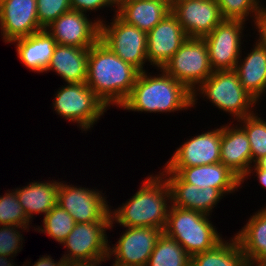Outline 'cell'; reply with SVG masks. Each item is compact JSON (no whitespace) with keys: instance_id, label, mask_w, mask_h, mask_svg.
<instances>
[{"instance_id":"cell-1","label":"cell","mask_w":266,"mask_h":266,"mask_svg":"<svg viewBox=\"0 0 266 266\" xmlns=\"http://www.w3.org/2000/svg\"><path fill=\"white\" fill-rule=\"evenodd\" d=\"M140 71L98 40L89 48L86 84L109 108L127 99Z\"/></svg>"},{"instance_id":"cell-2","label":"cell","mask_w":266,"mask_h":266,"mask_svg":"<svg viewBox=\"0 0 266 266\" xmlns=\"http://www.w3.org/2000/svg\"><path fill=\"white\" fill-rule=\"evenodd\" d=\"M128 200L117 209H110L111 221L122 227L164 230L171 206V195L168 183L160 172L144 179L138 191Z\"/></svg>"},{"instance_id":"cell-3","label":"cell","mask_w":266,"mask_h":266,"mask_svg":"<svg viewBox=\"0 0 266 266\" xmlns=\"http://www.w3.org/2000/svg\"><path fill=\"white\" fill-rule=\"evenodd\" d=\"M150 75L140 72L121 109L146 113H171L192 108V93L179 81L167 74ZM148 73V74H147Z\"/></svg>"},{"instance_id":"cell-4","label":"cell","mask_w":266,"mask_h":266,"mask_svg":"<svg viewBox=\"0 0 266 266\" xmlns=\"http://www.w3.org/2000/svg\"><path fill=\"white\" fill-rule=\"evenodd\" d=\"M198 95L200 98L208 99L218 110L231 115L234 121L254 114L256 112L254 107L258 103L243 88L234 70L213 71L192 92V108L196 107Z\"/></svg>"},{"instance_id":"cell-5","label":"cell","mask_w":266,"mask_h":266,"mask_svg":"<svg viewBox=\"0 0 266 266\" xmlns=\"http://www.w3.org/2000/svg\"><path fill=\"white\" fill-rule=\"evenodd\" d=\"M211 217L194 210L170 206L163 232L175 239L192 257L214 248L223 239Z\"/></svg>"},{"instance_id":"cell-6","label":"cell","mask_w":266,"mask_h":266,"mask_svg":"<svg viewBox=\"0 0 266 266\" xmlns=\"http://www.w3.org/2000/svg\"><path fill=\"white\" fill-rule=\"evenodd\" d=\"M54 98L53 111L85 132L110 109L86 83H66Z\"/></svg>"},{"instance_id":"cell-7","label":"cell","mask_w":266,"mask_h":266,"mask_svg":"<svg viewBox=\"0 0 266 266\" xmlns=\"http://www.w3.org/2000/svg\"><path fill=\"white\" fill-rule=\"evenodd\" d=\"M115 222L76 223L62 242L67 249L62 255L65 264L98 262L108 259L109 241L106 231Z\"/></svg>"},{"instance_id":"cell-8","label":"cell","mask_w":266,"mask_h":266,"mask_svg":"<svg viewBox=\"0 0 266 266\" xmlns=\"http://www.w3.org/2000/svg\"><path fill=\"white\" fill-rule=\"evenodd\" d=\"M113 19L100 23L99 40L123 61L140 72L147 63V33L124 22L116 13ZM109 24V25H108ZM146 62V63H145Z\"/></svg>"},{"instance_id":"cell-9","label":"cell","mask_w":266,"mask_h":266,"mask_svg":"<svg viewBox=\"0 0 266 266\" xmlns=\"http://www.w3.org/2000/svg\"><path fill=\"white\" fill-rule=\"evenodd\" d=\"M162 69L192 93L213 73L204 39L187 38Z\"/></svg>"},{"instance_id":"cell-10","label":"cell","mask_w":266,"mask_h":266,"mask_svg":"<svg viewBox=\"0 0 266 266\" xmlns=\"http://www.w3.org/2000/svg\"><path fill=\"white\" fill-rule=\"evenodd\" d=\"M59 181L57 204L66 210L76 223L111 222L109 202L102 191Z\"/></svg>"},{"instance_id":"cell-11","label":"cell","mask_w":266,"mask_h":266,"mask_svg":"<svg viewBox=\"0 0 266 266\" xmlns=\"http://www.w3.org/2000/svg\"><path fill=\"white\" fill-rule=\"evenodd\" d=\"M245 25L241 20H223L203 38L213 71L234 70L243 52L241 45Z\"/></svg>"},{"instance_id":"cell-12","label":"cell","mask_w":266,"mask_h":266,"mask_svg":"<svg viewBox=\"0 0 266 266\" xmlns=\"http://www.w3.org/2000/svg\"><path fill=\"white\" fill-rule=\"evenodd\" d=\"M116 244L109 245L112 266H147L162 230L152 227H124ZM112 247V248H111Z\"/></svg>"},{"instance_id":"cell-13","label":"cell","mask_w":266,"mask_h":266,"mask_svg":"<svg viewBox=\"0 0 266 266\" xmlns=\"http://www.w3.org/2000/svg\"><path fill=\"white\" fill-rule=\"evenodd\" d=\"M100 18L99 15L96 20H91L89 14L70 10L59 16L45 30L59 45L90 48L99 40L100 23L104 22Z\"/></svg>"},{"instance_id":"cell-14","label":"cell","mask_w":266,"mask_h":266,"mask_svg":"<svg viewBox=\"0 0 266 266\" xmlns=\"http://www.w3.org/2000/svg\"><path fill=\"white\" fill-rule=\"evenodd\" d=\"M171 12L188 38H204L224 20L216 0H173Z\"/></svg>"},{"instance_id":"cell-15","label":"cell","mask_w":266,"mask_h":266,"mask_svg":"<svg viewBox=\"0 0 266 266\" xmlns=\"http://www.w3.org/2000/svg\"><path fill=\"white\" fill-rule=\"evenodd\" d=\"M221 126L191 136L176 148L164 167H194L220 163Z\"/></svg>"},{"instance_id":"cell-16","label":"cell","mask_w":266,"mask_h":266,"mask_svg":"<svg viewBox=\"0 0 266 266\" xmlns=\"http://www.w3.org/2000/svg\"><path fill=\"white\" fill-rule=\"evenodd\" d=\"M187 38L176 16L170 12L147 33V60L150 65L163 68Z\"/></svg>"},{"instance_id":"cell-17","label":"cell","mask_w":266,"mask_h":266,"mask_svg":"<svg viewBox=\"0 0 266 266\" xmlns=\"http://www.w3.org/2000/svg\"><path fill=\"white\" fill-rule=\"evenodd\" d=\"M0 32L5 43L43 30L37 16V0H2Z\"/></svg>"},{"instance_id":"cell-18","label":"cell","mask_w":266,"mask_h":266,"mask_svg":"<svg viewBox=\"0 0 266 266\" xmlns=\"http://www.w3.org/2000/svg\"><path fill=\"white\" fill-rule=\"evenodd\" d=\"M160 173H176L185 183L199 188H217L225 197L241 187V179L224 164L215 163L194 167H164Z\"/></svg>"},{"instance_id":"cell-19","label":"cell","mask_w":266,"mask_h":266,"mask_svg":"<svg viewBox=\"0 0 266 266\" xmlns=\"http://www.w3.org/2000/svg\"><path fill=\"white\" fill-rule=\"evenodd\" d=\"M168 183L171 205L212 215L214 207L222 200L223 194L213 187L204 189L185 183L176 173H161Z\"/></svg>"},{"instance_id":"cell-20","label":"cell","mask_w":266,"mask_h":266,"mask_svg":"<svg viewBox=\"0 0 266 266\" xmlns=\"http://www.w3.org/2000/svg\"><path fill=\"white\" fill-rule=\"evenodd\" d=\"M223 125L221 126L220 162L242 179L252 166L248 136L238 123L234 125L231 122L229 125Z\"/></svg>"},{"instance_id":"cell-21","label":"cell","mask_w":266,"mask_h":266,"mask_svg":"<svg viewBox=\"0 0 266 266\" xmlns=\"http://www.w3.org/2000/svg\"><path fill=\"white\" fill-rule=\"evenodd\" d=\"M116 8L124 22L146 33L171 12V5L164 0H120Z\"/></svg>"},{"instance_id":"cell-22","label":"cell","mask_w":266,"mask_h":266,"mask_svg":"<svg viewBox=\"0 0 266 266\" xmlns=\"http://www.w3.org/2000/svg\"><path fill=\"white\" fill-rule=\"evenodd\" d=\"M16 44L17 56L30 71L44 73L49 65L54 49L55 39L45 30L21 37L10 42Z\"/></svg>"},{"instance_id":"cell-23","label":"cell","mask_w":266,"mask_h":266,"mask_svg":"<svg viewBox=\"0 0 266 266\" xmlns=\"http://www.w3.org/2000/svg\"><path fill=\"white\" fill-rule=\"evenodd\" d=\"M255 41L243 59L241 52L234 71L243 88L259 102L266 93V47Z\"/></svg>"},{"instance_id":"cell-24","label":"cell","mask_w":266,"mask_h":266,"mask_svg":"<svg viewBox=\"0 0 266 266\" xmlns=\"http://www.w3.org/2000/svg\"><path fill=\"white\" fill-rule=\"evenodd\" d=\"M89 48L57 44L46 73L54 71L66 83H86Z\"/></svg>"},{"instance_id":"cell-25","label":"cell","mask_w":266,"mask_h":266,"mask_svg":"<svg viewBox=\"0 0 266 266\" xmlns=\"http://www.w3.org/2000/svg\"><path fill=\"white\" fill-rule=\"evenodd\" d=\"M240 230L234 235L247 261L266 266V205L250 215Z\"/></svg>"},{"instance_id":"cell-26","label":"cell","mask_w":266,"mask_h":266,"mask_svg":"<svg viewBox=\"0 0 266 266\" xmlns=\"http://www.w3.org/2000/svg\"><path fill=\"white\" fill-rule=\"evenodd\" d=\"M58 188L59 181L52 179L29 182L27 186L15 189L17 199L30 221L34 219L33 215L45 216L57 204Z\"/></svg>"},{"instance_id":"cell-27","label":"cell","mask_w":266,"mask_h":266,"mask_svg":"<svg viewBox=\"0 0 266 266\" xmlns=\"http://www.w3.org/2000/svg\"><path fill=\"white\" fill-rule=\"evenodd\" d=\"M248 261L237 239L222 240L214 248L191 257L190 266H246Z\"/></svg>"},{"instance_id":"cell-28","label":"cell","mask_w":266,"mask_h":266,"mask_svg":"<svg viewBox=\"0 0 266 266\" xmlns=\"http://www.w3.org/2000/svg\"><path fill=\"white\" fill-rule=\"evenodd\" d=\"M191 256L164 232L158 238L147 266H190Z\"/></svg>"},{"instance_id":"cell-29","label":"cell","mask_w":266,"mask_h":266,"mask_svg":"<svg viewBox=\"0 0 266 266\" xmlns=\"http://www.w3.org/2000/svg\"><path fill=\"white\" fill-rule=\"evenodd\" d=\"M42 223V226H37L36 229L34 227V230L47 234L61 245L76 224L73 217L58 204L43 216Z\"/></svg>"},{"instance_id":"cell-30","label":"cell","mask_w":266,"mask_h":266,"mask_svg":"<svg viewBox=\"0 0 266 266\" xmlns=\"http://www.w3.org/2000/svg\"><path fill=\"white\" fill-rule=\"evenodd\" d=\"M254 113L250 116L237 120L245 130L252 153V165L266 156V120Z\"/></svg>"},{"instance_id":"cell-31","label":"cell","mask_w":266,"mask_h":266,"mask_svg":"<svg viewBox=\"0 0 266 266\" xmlns=\"http://www.w3.org/2000/svg\"><path fill=\"white\" fill-rule=\"evenodd\" d=\"M21 230L29 232V228L24 226L0 225V266L17 265L11 258H14L23 248L24 238Z\"/></svg>"},{"instance_id":"cell-32","label":"cell","mask_w":266,"mask_h":266,"mask_svg":"<svg viewBox=\"0 0 266 266\" xmlns=\"http://www.w3.org/2000/svg\"><path fill=\"white\" fill-rule=\"evenodd\" d=\"M224 20H241L246 22L249 17L254 23L260 11V0H216ZM262 1V0H261Z\"/></svg>"},{"instance_id":"cell-33","label":"cell","mask_w":266,"mask_h":266,"mask_svg":"<svg viewBox=\"0 0 266 266\" xmlns=\"http://www.w3.org/2000/svg\"><path fill=\"white\" fill-rule=\"evenodd\" d=\"M32 222L19 203L16 190H7L4 195H0V225H16L30 228Z\"/></svg>"},{"instance_id":"cell-34","label":"cell","mask_w":266,"mask_h":266,"mask_svg":"<svg viewBox=\"0 0 266 266\" xmlns=\"http://www.w3.org/2000/svg\"><path fill=\"white\" fill-rule=\"evenodd\" d=\"M70 10V0H37L38 22L42 29Z\"/></svg>"},{"instance_id":"cell-35","label":"cell","mask_w":266,"mask_h":266,"mask_svg":"<svg viewBox=\"0 0 266 266\" xmlns=\"http://www.w3.org/2000/svg\"><path fill=\"white\" fill-rule=\"evenodd\" d=\"M71 10L80 11L82 13H88L97 11L99 8L105 7L111 8L114 12H117V3L115 0H70Z\"/></svg>"},{"instance_id":"cell-36","label":"cell","mask_w":266,"mask_h":266,"mask_svg":"<svg viewBox=\"0 0 266 266\" xmlns=\"http://www.w3.org/2000/svg\"><path fill=\"white\" fill-rule=\"evenodd\" d=\"M256 28L258 39H256L260 44L266 47V7L264 5L260 8L257 14L256 20L254 22V29Z\"/></svg>"},{"instance_id":"cell-37","label":"cell","mask_w":266,"mask_h":266,"mask_svg":"<svg viewBox=\"0 0 266 266\" xmlns=\"http://www.w3.org/2000/svg\"><path fill=\"white\" fill-rule=\"evenodd\" d=\"M251 173H256L257 180L260 184L263 185L262 188L265 187L266 189V169H261L256 163L248 169L246 175L241 179V185H243V183L247 181L246 179H249L248 177L252 175Z\"/></svg>"},{"instance_id":"cell-38","label":"cell","mask_w":266,"mask_h":266,"mask_svg":"<svg viewBox=\"0 0 266 266\" xmlns=\"http://www.w3.org/2000/svg\"><path fill=\"white\" fill-rule=\"evenodd\" d=\"M28 263V265H27ZM27 263L24 262V266H30L31 262ZM32 266H66L63 258L61 257L60 260L55 261L54 259H52V257L50 255L47 256L46 255H42L41 258H39L36 262H34V264Z\"/></svg>"},{"instance_id":"cell-39","label":"cell","mask_w":266,"mask_h":266,"mask_svg":"<svg viewBox=\"0 0 266 266\" xmlns=\"http://www.w3.org/2000/svg\"><path fill=\"white\" fill-rule=\"evenodd\" d=\"M105 261H109L108 259H104L98 262H83V263H71L66 264V266H101V263ZM100 264V265H99Z\"/></svg>"},{"instance_id":"cell-40","label":"cell","mask_w":266,"mask_h":266,"mask_svg":"<svg viewBox=\"0 0 266 266\" xmlns=\"http://www.w3.org/2000/svg\"><path fill=\"white\" fill-rule=\"evenodd\" d=\"M256 164L261 168V169H266V156L262 157L259 159Z\"/></svg>"},{"instance_id":"cell-41","label":"cell","mask_w":266,"mask_h":266,"mask_svg":"<svg viewBox=\"0 0 266 266\" xmlns=\"http://www.w3.org/2000/svg\"><path fill=\"white\" fill-rule=\"evenodd\" d=\"M246 266H263V265L248 262V264Z\"/></svg>"},{"instance_id":"cell-42","label":"cell","mask_w":266,"mask_h":266,"mask_svg":"<svg viewBox=\"0 0 266 266\" xmlns=\"http://www.w3.org/2000/svg\"><path fill=\"white\" fill-rule=\"evenodd\" d=\"M164 1L168 2L170 5H172L173 3V0H164Z\"/></svg>"}]
</instances>
